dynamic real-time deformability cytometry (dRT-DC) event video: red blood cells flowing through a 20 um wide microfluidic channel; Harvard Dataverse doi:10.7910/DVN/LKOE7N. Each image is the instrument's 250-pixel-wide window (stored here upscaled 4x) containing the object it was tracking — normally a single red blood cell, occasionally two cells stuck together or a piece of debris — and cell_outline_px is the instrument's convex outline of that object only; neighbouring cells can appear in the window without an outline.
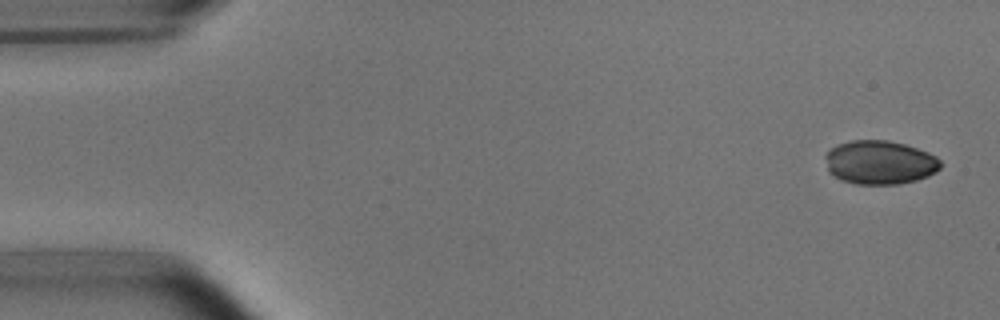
{"species": "common noctule bat (a hibernating species)", "species_latin": "Nyctalus noctula", "temperature_condition": "room temperature", "stored_images_in_passage": 4, "camera_frame_rate_fps": 3000, "um_per_image_px": 0.085, "animal": {"sex": "male", "body_mass_g": 15.6}, "frame": {"image": 1, "passage_image": 1, "time_ms": 0.0, "image_size_px": [1000, 320], "cell_outline_px": [[940, 168], [936, 172], [928, 176], [916, 180], [900, 184], [856, 184], [840, 180], [828, 172], [824, 156], [832, 148], [840, 144], [852, 140], [888, 140], [904, 144], [928, 152], [936, 156], [940, 160]], "centroid_in_image_um": [74.77, 13.81], "position_along_channel_um": 10.2, "area_um2": 29.48}}